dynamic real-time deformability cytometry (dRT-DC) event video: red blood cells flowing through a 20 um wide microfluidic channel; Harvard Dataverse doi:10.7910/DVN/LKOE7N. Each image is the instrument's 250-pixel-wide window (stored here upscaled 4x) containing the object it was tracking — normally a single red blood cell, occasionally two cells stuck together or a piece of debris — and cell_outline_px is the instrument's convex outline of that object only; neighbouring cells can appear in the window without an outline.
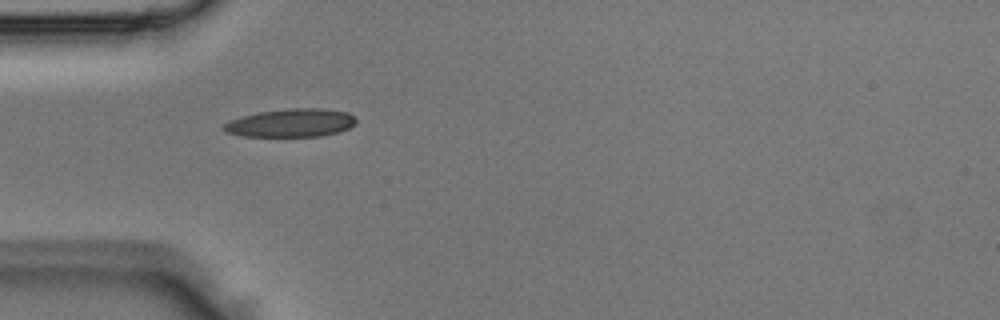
{"species": "Egyptian fruit bat (a non-hibernating species)", "species_latin": "Rousettus aegyptiacus", "temperature_condition": "room temperature", "stored_images_in_passage": 3, "camera_frame_rate_fps": 3000, "um_per_image_px": 0.085, "animal": {"sex": "male"}, "frame": {"image": 1, "passage_image": 3, "time_ms": 0.667, "image_size_px": [1000, 320], "cell_outline_px": [[356, 124], [340, 132], [320, 136], [240, 136], [224, 132], [220, 128], [224, 124], [232, 120], [244, 116], [260, 112], [292, 108], [320, 108], [348, 112], [356, 116]], "centroid_in_image_um": [24.76, 10.45], "position_along_channel_um": 60.2, "area_um2": 21.79}}